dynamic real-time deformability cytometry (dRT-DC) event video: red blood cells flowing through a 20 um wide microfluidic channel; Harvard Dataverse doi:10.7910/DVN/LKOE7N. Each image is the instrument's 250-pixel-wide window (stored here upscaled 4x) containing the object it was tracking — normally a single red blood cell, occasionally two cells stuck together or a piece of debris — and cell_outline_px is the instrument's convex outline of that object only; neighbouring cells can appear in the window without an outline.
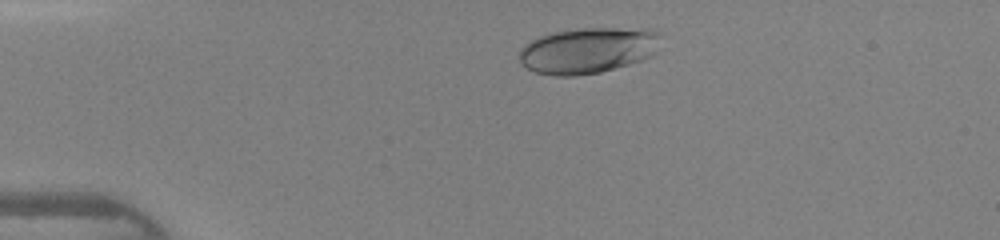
{"species": "human", "species_latin": "Homo sapiens", "temperature_condition": "warm", "stored_images_in_passage": 35, "camera_frame_rate_fps": 3000, "um_per_image_px": 0.085, "donor": {"sex": "female"}, "frame": {"image": 1, "passage_image": 5, "time_ms": 1.333, "image_size_px": [1000, 240], "cell_outline_px": [[656, 36], [652, 56], [628, 64], [600, 72], [576, 76], [556, 76], [536, 72], [520, 64], [520, 48], [524, 44], [540, 36], [552, 32], [580, 28], [648, 28], [656, 32]], "centroid_in_image_um": [49.88, 4.28], "position_along_channel_um": 35.1, "area_um2": 37.4}}
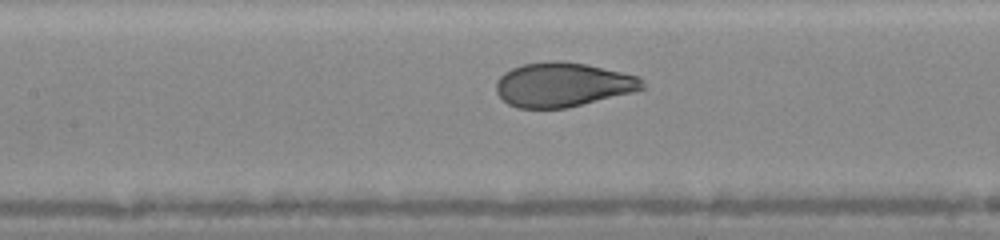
{"frame": {"image": 2, "passage_image": 17, "time_ms": 5.333, "image_size_px": [1000, 240], "cell_outline_px": [[644, 88], [632, 92], [568, 108], [516, 108], [508, 104], [496, 92], [496, 80], [504, 72], [512, 68], [524, 64], [556, 60], [588, 64], [640, 76], [644, 80]], "centroid_in_image_um": [47.84, 7.19], "position_along_channel_um": 159.6, "area_um2": 37.86}}
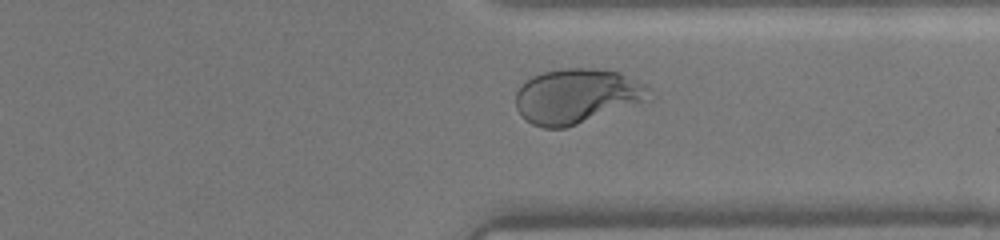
{"frame": {"image": 3, "passage_image": 31, "time_ms": 10.0, "image_size_px": [1000, 240], "cell_outline_px": [[652, 88], [640, 100], [576, 124], [564, 128], [544, 128], [532, 124], [516, 108], [516, 92], [520, 84], [532, 76], [544, 72], [564, 68], [596, 68], [620, 72], [648, 84]], "centroid_in_image_um": [48.94, 8.12], "position_along_channel_um": 362.5, "area_um2": 41.56}, "authors_computed_cell_mechanics": {"area_um2": 38.6104, "velocity_mm_per_s": 4.3441, "shape_relaxation_time_tau1_ms": 3.8805, "shape_relaxation_time_tau2_ms": null, "deformation_change_tau1": 0.1829, "deformation_change_tau2": null}}